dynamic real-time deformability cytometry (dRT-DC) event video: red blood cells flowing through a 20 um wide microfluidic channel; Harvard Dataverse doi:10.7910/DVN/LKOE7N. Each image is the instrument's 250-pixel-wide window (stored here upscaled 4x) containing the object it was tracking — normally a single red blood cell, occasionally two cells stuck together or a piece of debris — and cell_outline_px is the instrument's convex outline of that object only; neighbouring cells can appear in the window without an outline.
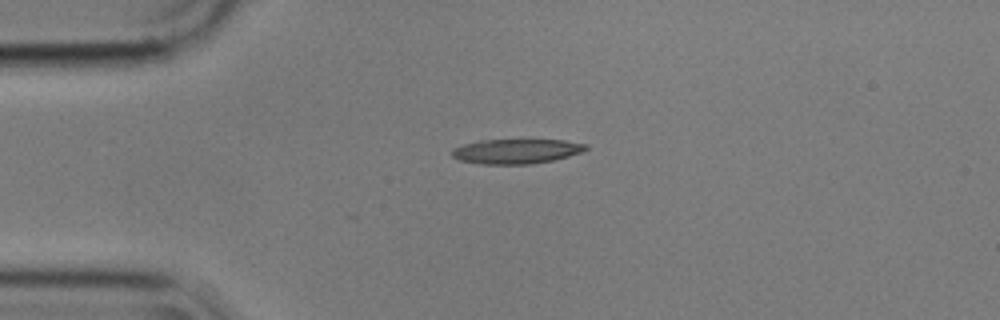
{"species": "common noctule bat (a hibernating species)", "species_latin": "Nyctalus noctula", "temperature_condition": "cold", "stored_images_in_passage": 1, "camera_frame_rate_fps": 3000, "um_per_image_px": 0.085, "animal": {"sex": "male", "body_mass_g": 17.9}, "frame": {"image": 1, "passage_image": 1, "time_ms": 0.0, "image_size_px": [1000, 320], "cell_outline_px": [[588, 148], [580, 152], [568, 156], [552, 160], [528, 164], [480, 164], [460, 160], [452, 156], [452, 148], [464, 144], [480, 140], [564, 140], [588, 144]], "centroid_in_image_um": [43.87, 12.85], "position_along_channel_um": 41.1, "area_um2": 19.13}}